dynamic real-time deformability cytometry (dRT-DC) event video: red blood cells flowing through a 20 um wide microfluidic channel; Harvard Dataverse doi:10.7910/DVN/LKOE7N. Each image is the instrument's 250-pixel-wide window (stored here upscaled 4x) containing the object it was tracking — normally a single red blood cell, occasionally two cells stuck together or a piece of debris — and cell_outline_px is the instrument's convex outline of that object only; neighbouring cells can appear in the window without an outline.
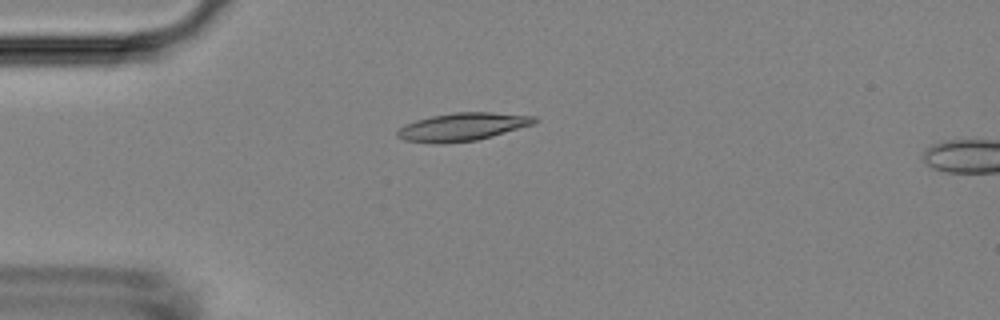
{"species": "Egyptian fruit bat (a non-hibernating species)", "species_latin": "Rousettus aegyptiacus", "temperature_condition": "room temperature", "stored_images_in_passage": 9, "camera_frame_rate_fps": 3000, "um_per_image_px": 0.085, "animal": {"sex": "female"}, "frame": {"image": 1, "passage_image": 1, "time_ms": 0.0, "image_size_px": [1000, 320], "cell_outline_px": [[540, 120], [536, 124], [492, 136], [476, 140], [444, 144], [436, 144], [404, 140], [396, 136], [396, 132], [404, 124], [416, 120], [432, 116], [456, 112], [492, 112], [536, 116]], "centroid_in_image_um": [39.34, 10.78], "position_along_channel_um": 45.7, "area_um2": 22.6}}